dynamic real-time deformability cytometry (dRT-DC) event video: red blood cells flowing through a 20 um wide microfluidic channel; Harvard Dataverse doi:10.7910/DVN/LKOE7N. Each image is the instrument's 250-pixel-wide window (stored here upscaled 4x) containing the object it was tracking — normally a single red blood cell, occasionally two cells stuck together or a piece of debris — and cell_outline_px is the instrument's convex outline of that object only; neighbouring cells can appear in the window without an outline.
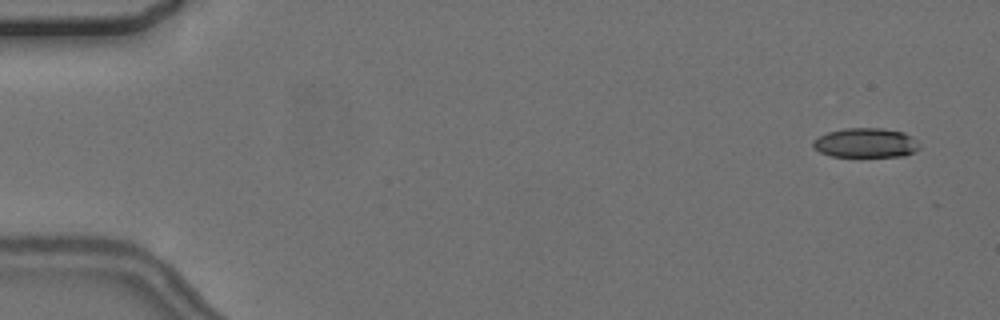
{"species": "common noctule bat (a hibernating species)", "species_latin": "Nyctalus noctula", "temperature_condition": "cold", "stored_images_in_passage": 4, "camera_frame_rate_fps": 3000, "um_per_image_px": 0.085, "animal": {"sex": "female", "body_mass_g": 24.6, "forearm_length_mm": 56.2}, "frame": {"image": 1, "passage_image": 1, "time_ms": 0.0, "image_size_px": [1000, 320], "cell_outline_px": [[920, 148], [904, 156], [832, 156], [820, 152], [812, 148], [812, 140], [828, 132], [844, 128], [880, 128], [904, 132], [912, 136], [920, 144]], "centroid_in_image_um": [73.58, 12.14], "position_along_channel_um": 11.4, "area_um2": 18.32}}